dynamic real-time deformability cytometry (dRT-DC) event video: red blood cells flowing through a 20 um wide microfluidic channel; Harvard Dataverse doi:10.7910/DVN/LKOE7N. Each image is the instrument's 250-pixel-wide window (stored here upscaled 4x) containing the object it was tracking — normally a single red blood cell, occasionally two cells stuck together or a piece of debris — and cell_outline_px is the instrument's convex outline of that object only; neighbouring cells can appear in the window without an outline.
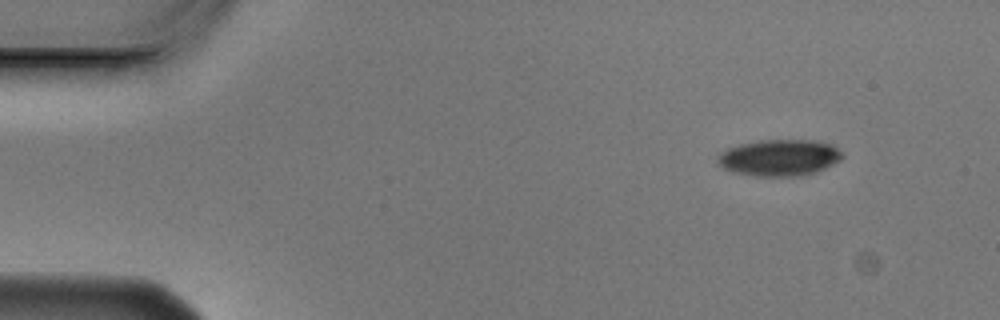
{"species": "Egyptian fruit bat (a non-hibernating species)", "species_latin": "Rousettus aegyptiacus", "temperature_condition": "cold", "stored_images_in_passage": 4, "camera_frame_rate_fps": 3000, "um_per_image_px": 0.085, "animal": {"sex": "male"}, "frame": {"image": 1, "passage_image": 1, "time_ms": 0.0, "image_size_px": [1000, 320], "cell_outline_px": [[844, 156], [840, 160], [816, 172], [800, 176], [756, 176], [732, 172], [716, 164], [716, 160], [720, 152], [728, 148], [740, 144], [760, 140], [816, 140], [832, 144]], "centroid_in_image_um": [66.21, 13.4], "position_along_channel_um": 18.8, "area_um2": 26.59}}
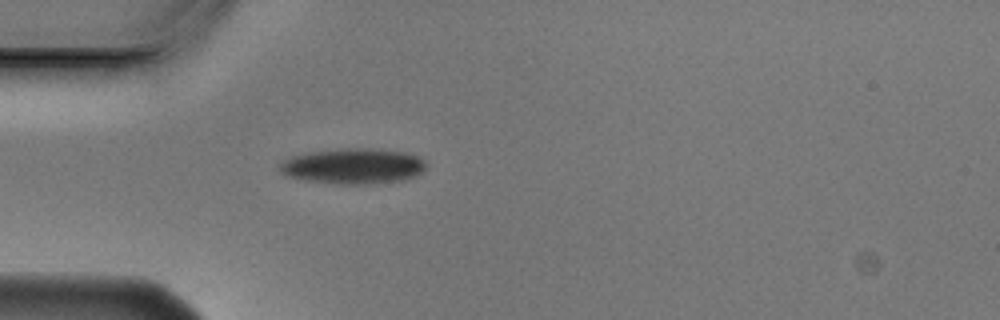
{"frame": {"image": 2, "passage_image": 4, "time_ms": 1.0, "image_size_px": [1000, 320], "cell_outline_px": [[428, 164], [424, 172], [416, 176], [400, 180], [364, 184], [340, 184], [308, 180], [288, 176], [280, 172], [280, 164], [284, 160], [292, 156], [308, 152], [344, 148], [376, 148], [404, 152], [416, 156], [424, 160]], "centroid_in_image_um": [30.06, 14.1], "position_along_channel_um": 54.9, "area_um2": 30.23}}